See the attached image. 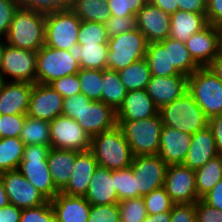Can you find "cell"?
Here are the masks:
<instances>
[{
	"mask_svg": "<svg viewBox=\"0 0 222 222\" xmlns=\"http://www.w3.org/2000/svg\"><path fill=\"white\" fill-rule=\"evenodd\" d=\"M90 151L99 167L109 170L130 167L134 157L130 145L118 125L92 137Z\"/></svg>",
	"mask_w": 222,
	"mask_h": 222,
	"instance_id": "1",
	"label": "cell"
},
{
	"mask_svg": "<svg viewBox=\"0 0 222 222\" xmlns=\"http://www.w3.org/2000/svg\"><path fill=\"white\" fill-rule=\"evenodd\" d=\"M45 16L46 14L19 7L5 37L6 43L38 52L45 43Z\"/></svg>",
	"mask_w": 222,
	"mask_h": 222,
	"instance_id": "2",
	"label": "cell"
},
{
	"mask_svg": "<svg viewBox=\"0 0 222 222\" xmlns=\"http://www.w3.org/2000/svg\"><path fill=\"white\" fill-rule=\"evenodd\" d=\"M164 126L194 134L208 126V117L187 91L175 101L159 108Z\"/></svg>",
	"mask_w": 222,
	"mask_h": 222,
	"instance_id": "3",
	"label": "cell"
},
{
	"mask_svg": "<svg viewBox=\"0 0 222 222\" xmlns=\"http://www.w3.org/2000/svg\"><path fill=\"white\" fill-rule=\"evenodd\" d=\"M133 156L158 154L163 123L159 113L139 120H117Z\"/></svg>",
	"mask_w": 222,
	"mask_h": 222,
	"instance_id": "4",
	"label": "cell"
},
{
	"mask_svg": "<svg viewBox=\"0 0 222 222\" xmlns=\"http://www.w3.org/2000/svg\"><path fill=\"white\" fill-rule=\"evenodd\" d=\"M50 149L51 147L45 145H25L23 158L17 168L48 200L60 192L54 185L47 164Z\"/></svg>",
	"mask_w": 222,
	"mask_h": 222,
	"instance_id": "5",
	"label": "cell"
},
{
	"mask_svg": "<svg viewBox=\"0 0 222 222\" xmlns=\"http://www.w3.org/2000/svg\"><path fill=\"white\" fill-rule=\"evenodd\" d=\"M188 92L208 118L222 114V81L207 66L188 77Z\"/></svg>",
	"mask_w": 222,
	"mask_h": 222,
	"instance_id": "6",
	"label": "cell"
},
{
	"mask_svg": "<svg viewBox=\"0 0 222 222\" xmlns=\"http://www.w3.org/2000/svg\"><path fill=\"white\" fill-rule=\"evenodd\" d=\"M107 69L119 71L146 56L148 42L136 28L109 38Z\"/></svg>",
	"mask_w": 222,
	"mask_h": 222,
	"instance_id": "7",
	"label": "cell"
},
{
	"mask_svg": "<svg viewBox=\"0 0 222 222\" xmlns=\"http://www.w3.org/2000/svg\"><path fill=\"white\" fill-rule=\"evenodd\" d=\"M80 26L81 20L70 8L46 14L44 45L68 51L73 44H78Z\"/></svg>",
	"mask_w": 222,
	"mask_h": 222,
	"instance_id": "8",
	"label": "cell"
},
{
	"mask_svg": "<svg viewBox=\"0 0 222 222\" xmlns=\"http://www.w3.org/2000/svg\"><path fill=\"white\" fill-rule=\"evenodd\" d=\"M79 63L67 50L44 45L37 52L36 83L50 84L56 79L77 74Z\"/></svg>",
	"mask_w": 222,
	"mask_h": 222,
	"instance_id": "9",
	"label": "cell"
},
{
	"mask_svg": "<svg viewBox=\"0 0 222 222\" xmlns=\"http://www.w3.org/2000/svg\"><path fill=\"white\" fill-rule=\"evenodd\" d=\"M37 51L25 50L6 43L0 73L6 81L36 83Z\"/></svg>",
	"mask_w": 222,
	"mask_h": 222,
	"instance_id": "10",
	"label": "cell"
},
{
	"mask_svg": "<svg viewBox=\"0 0 222 222\" xmlns=\"http://www.w3.org/2000/svg\"><path fill=\"white\" fill-rule=\"evenodd\" d=\"M130 167L135 174L137 197L164 186L168 165L158 154L134 156Z\"/></svg>",
	"mask_w": 222,
	"mask_h": 222,
	"instance_id": "11",
	"label": "cell"
},
{
	"mask_svg": "<svg viewBox=\"0 0 222 222\" xmlns=\"http://www.w3.org/2000/svg\"><path fill=\"white\" fill-rule=\"evenodd\" d=\"M49 123L52 148L77 152L90 150L91 138L76 120L60 115Z\"/></svg>",
	"mask_w": 222,
	"mask_h": 222,
	"instance_id": "12",
	"label": "cell"
},
{
	"mask_svg": "<svg viewBox=\"0 0 222 222\" xmlns=\"http://www.w3.org/2000/svg\"><path fill=\"white\" fill-rule=\"evenodd\" d=\"M164 187L175 204L195 203L200 199L196 191L195 170L183 164L167 167Z\"/></svg>",
	"mask_w": 222,
	"mask_h": 222,
	"instance_id": "13",
	"label": "cell"
},
{
	"mask_svg": "<svg viewBox=\"0 0 222 222\" xmlns=\"http://www.w3.org/2000/svg\"><path fill=\"white\" fill-rule=\"evenodd\" d=\"M1 175L10 204L24 209L39 206L48 201L18 170L6 171Z\"/></svg>",
	"mask_w": 222,
	"mask_h": 222,
	"instance_id": "14",
	"label": "cell"
},
{
	"mask_svg": "<svg viewBox=\"0 0 222 222\" xmlns=\"http://www.w3.org/2000/svg\"><path fill=\"white\" fill-rule=\"evenodd\" d=\"M64 98L49 84L35 83L33 85L27 116L52 121L62 115Z\"/></svg>",
	"mask_w": 222,
	"mask_h": 222,
	"instance_id": "15",
	"label": "cell"
},
{
	"mask_svg": "<svg viewBox=\"0 0 222 222\" xmlns=\"http://www.w3.org/2000/svg\"><path fill=\"white\" fill-rule=\"evenodd\" d=\"M137 29L146 37L148 43L160 42L170 36V15L154 6L145 3L136 14Z\"/></svg>",
	"mask_w": 222,
	"mask_h": 222,
	"instance_id": "16",
	"label": "cell"
},
{
	"mask_svg": "<svg viewBox=\"0 0 222 222\" xmlns=\"http://www.w3.org/2000/svg\"><path fill=\"white\" fill-rule=\"evenodd\" d=\"M76 122L90 138L117 125L116 111L103 101H91L86 104Z\"/></svg>",
	"mask_w": 222,
	"mask_h": 222,
	"instance_id": "17",
	"label": "cell"
},
{
	"mask_svg": "<svg viewBox=\"0 0 222 222\" xmlns=\"http://www.w3.org/2000/svg\"><path fill=\"white\" fill-rule=\"evenodd\" d=\"M185 44L193 60L200 67H206L219 53L218 26L208 24Z\"/></svg>",
	"mask_w": 222,
	"mask_h": 222,
	"instance_id": "18",
	"label": "cell"
},
{
	"mask_svg": "<svg viewBox=\"0 0 222 222\" xmlns=\"http://www.w3.org/2000/svg\"><path fill=\"white\" fill-rule=\"evenodd\" d=\"M154 104L160 108L175 101L188 91V77L186 76H151L145 88Z\"/></svg>",
	"mask_w": 222,
	"mask_h": 222,
	"instance_id": "19",
	"label": "cell"
},
{
	"mask_svg": "<svg viewBox=\"0 0 222 222\" xmlns=\"http://www.w3.org/2000/svg\"><path fill=\"white\" fill-rule=\"evenodd\" d=\"M191 143V134L164 126L161 131L158 155L169 165L183 164Z\"/></svg>",
	"mask_w": 222,
	"mask_h": 222,
	"instance_id": "20",
	"label": "cell"
},
{
	"mask_svg": "<svg viewBox=\"0 0 222 222\" xmlns=\"http://www.w3.org/2000/svg\"><path fill=\"white\" fill-rule=\"evenodd\" d=\"M98 166V162L90 150L80 152L76 156L70 180L60 192L71 196H85L89 182Z\"/></svg>",
	"mask_w": 222,
	"mask_h": 222,
	"instance_id": "21",
	"label": "cell"
},
{
	"mask_svg": "<svg viewBox=\"0 0 222 222\" xmlns=\"http://www.w3.org/2000/svg\"><path fill=\"white\" fill-rule=\"evenodd\" d=\"M55 222H88L91 204L84 196H71L59 192L50 200Z\"/></svg>",
	"mask_w": 222,
	"mask_h": 222,
	"instance_id": "22",
	"label": "cell"
},
{
	"mask_svg": "<svg viewBox=\"0 0 222 222\" xmlns=\"http://www.w3.org/2000/svg\"><path fill=\"white\" fill-rule=\"evenodd\" d=\"M114 186V170L98 166L84 197L91 205L118 204V194Z\"/></svg>",
	"mask_w": 222,
	"mask_h": 222,
	"instance_id": "23",
	"label": "cell"
},
{
	"mask_svg": "<svg viewBox=\"0 0 222 222\" xmlns=\"http://www.w3.org/2000/svg\"><path fill=\"white\" fill-rule=\"evenodd\" d=\"M33 83L7 81L0 92V114H27Z\"/></svg>",
	"mask_w": 222,
	"mask_h": 222,
	"instance_id": "24",
	"label": "cell"
},
{
	"mask_svg": "<svg viewBox=\"0 0 222 222\" xmlns=\"http://www.w3.org/2000/svg\"><path fill=\"white\" fill-rule=\"evenodd\" d=\"M159 108L144 90L129 91L116 111L117 120H139L157 115Z\"/></svg>",
	"mask_w": 222,
	"mask_h": 222,
	"instance_id": "25",
	"label": "cell"
},
{
	"mask_svg": "<svg viewBox=\"0 0 222 222\" xmlns=\"http://www.w3.org/2000/svg\"><path fill=\"white\" fill-rule=\"evenodd\" d=\"M218 156L215 139L207 126L191 135L190 148L183 165L197 170L206 162Z\"/></svg>",
	"mask_w": 222,
	"mask_h": 222,
	"instance_id": "26",
	"label": "cell"
},
{
	"mask_svg": "<svg viewBox=\"0 0 222 222\" xmlns=\"http://www.w3.org/2000/svg\"><path fill=\"white\" fill-rule=\"evenodd\" d=\"M80 152L52 148L47 156V164L55 187L61 191L70 180L76 156Z\"/></svg>",
	"mask_w": 222,
	"mask_h": 222,
	"instance_id": "27",
	"label": "cell"
},
{
	"mask_svg": "<svg viewBox=\"0 0 222 222\" xmlns=\"http://www.w3.org/2000/svg\"><path fill=\"white\" fill-rule=\"evenodd\" d=\"M170 38L186 43L194 34L207 25L206 14L178 10L170 15Z\"/></svg>",
	"mask_w": 222,
	"mask_h": 222,
	"instance_id": "28",
	"label": "cell"
},
{
	"mask_svg": "<svg viewBox=\"0 0 222 222\" xmlns=\"http://www.w3.org/2000/svg\"><path fill=\"white\" fill-rule=\"evenodd\" d=\"M68 51L79 63L80 68L91 70L107 69V44H73Z\"/></svg>",
	"mask_w": 222,
	"mask_h": 222,
	"instance_id": "29",
	"label": "cell"
},
{
	"mask_svg": "<svg viewBox=\"0 0 222 222\" xmlns=\"http://www.w3.org/2000/svg\"><path fill=\"white\" fill-rule=\"evenodd\" d=\"M145 59L151 76H185L170 64L169 48H165L160 42L148 43Z\"/></svg>",
	"mask_w": 222,
	"mask_h": 222,
	"instance_id": "30",
	"label": "cell"
},
{
	"mask_svg": "<svg viewBox=\"0 0 222 222\" xmlns=\"http://www.w3.org/2000/svg\"><path fill=\"white\" fill-rule=\"evenodd\" d=\"M160 43L165 48H169L170 64L173 65L180 74L189 77L200 68L191 57L184 42L168 37L160 41Z\"/></svg>",
	"mask_w": 222,
	"mask_h": 222,
	"instance_id": "31",
	"label": "cell"
},
{
	"mask_svg": "<svg viewBox=\"0 0 222 222\" xmlns=\"http://www.w3.org/2000/svg\"><path fill=\"white\" fill-rule=\"evenodd\" d=\"M70 9L81 21L105 24L112 17L107 0H74Z\"/></svg>",
	"mask_w": 222,
	"mask_h": 222,
	"instance_id": "32",
	"label": "cell"
},
{
	"mask_svg": "<svg viewBox=\"0 0 222 222\" xmlns=\"http://www.w3.org/2000/svg\"><path fill=\"white\" fill-rule=\"evenodd\" d=\"M102 83V101L117 111L128 93L121 82L118 71L102 70Z\"/></svg>",
	"mask_w": 222,
	"mask_h": 222,
	"instance_id": "33",
	"label": "cell"
},
{
	"mask_svg": "<svg viewBox=\"0 0 222 222\" xmlns=\"http://www.w3.org/2000/svg\"><path fill=\"white\" fill-rule=\"evenodd\" d=\"M222 179V156L206 162L202 167L195 170L196 191L201 199Z\"/></svg>",
	"mask_w": 222,
	"mask_h": 222,
	"instance_id": "34",
	"label": "cell"
},
{
	"mask_svg": "<svg viewBox=\"0 0 222 222\" xmlns=\"http://www.w3.org/2000/svg\"><path fill=\"white\" fill-rule=\"evenodd\" d=\"M118 74L128 92L144 90L151 77L150 69L145 58L119 70Z\"/></svg>",
	"mask_w": 222,
	"mask_h": 222,
	"instance_id": "35",
	"label": "cell"
},
{
	"mask_svg": "<svg viewBox=\"0 0 222 222\" xmlns=\"http://www.w3.org/2000/svg\"><path fill=\"white\" fill-rule=\"evenodd\" d=\"M20 139L25 145H45L51 147L50 123L26 115Z\"/></svg>",
	"mask_w": 222,
	"mask_h": 222,
	"instance_id": "36",
	"label": "cell"
},
{
	"mask_svg": "<svg viewBox=\"0 0 222 222\" xmlns=\"http://www.w3.org/2000/svg\"><path fill=\"white\" fill-rule=\"evenodd\" d=\"M25 144L20 137L0 138V174L17 170L23 158Z\"/></svg>",
	"mask_w": 222,
	"mask_h": 222,
	"instance_id": "37",
	"label": "cell"
},
{
	"mask_svg": "<svg viewBox=\"0 0 222 222\" xmlns=\"http://www.w3.org/2000/svg\"><path fill=\"white\" fill-rule=\"evenodd\" d=\"M77 75L81 93L93 101H102V70L81 68Z\"/></svg>",
	"mask_w": 222,
	"mask_h": 222,
	"instance_id": "38",
	"label": "cell"
},
{
	"mask_svg": "<svg viewBox=\"0 0 222 222\" xmlns=\"http://www.w3.org/2000/svg\"><path fill=\"white\" fill-rule=\"evenodd\" d=\"M109 37L103 23L81 21L78 44H107Z\"/></svg>",
	"mask_w": 222,
	"mask_h": 222,
	"instance_id": "39",
	"label": "cell"
},
{
	"mask_svg": "<svg viewBox=\"0 0 222 222\" xmlns=\"http://www.w3.org/2000/svg\"><path fill=\"white\" fill-rule=\"evenodd\" d=\"M114 183L119 201L137 198L135 174L131 167L114 170Z\"/></svg>",
	"mask_w": 222,
	"mask_h": 222,
	"instance_id": "40",
	"label": "cell"
},
{
	"mask_svg": "<svg viewBox=\"0 0 222 222\" xmlns=\"http://www.w3.org/2000/svg\"><path fill=\"white\" fill-rule=\"evenodd\" d=\"M142 198L145 203L146 212L149 215L171 211L175 204L169 194L166 192L164 186L151 191Z\"/></svg>",
	"mask_w": 222,
	"mask_h": 222,
	"instance_id": "41",
	"label": "cell"
},
{
	"mask_svg": "<svg viewBox=\"0 0 222 222\" xmlns=\"http://www.w3.org/2000/svg\"><path fill=\"white\" fill-rule=\"evenodd\" d=\"M120 219L125 222H143L147 212L142 197L125 199L118 202Z\"/></svg>",
	"mask_w": 222,
	"mask_h": 222,
	"instance_id": "42",
	"label": "cell"
},
{
	"mask_svg": "<svg viewBox=\"0 0 222 222\" xmlns=\"http://www.w3.org/2000/svg\"><path fill=\"white\" fill-rule=\"evenodd\" d=\"M20 222H55L50 200L39 206L22 209Z\"/></svg>",
	"mask_w": 222,
	"mask_h": 222,
	"instance_id": "43",
	"label": "cell"
},
{
	"mask_svg": "<svg viewBox=\"0 0 222 222\" xmlns=\"http://www.w3.org/2000/svg\"><path fill=\"white\" fill-rule=\"evenodd\" d=\"M144 5L143 0H107V6L115 17L134 16Z\"/></svg>",
	"mask_w": 222,
	"mask_h": 222,
	"instance_id": "44",
	"label": "cell"
},
{
	"mask_svg": "<svg viewBox=\"0 0 222 222\" xmlns=\"http://www.w3.org/2000/svg\"><path fill=\"white\" fill-rule=\"evenodd\" d=\"M25 118V114H0V138L20 137Z\"/></svg>",
	"mask_w": 222,
	"mask_h": 222,
	"instance_id": "45",
	"label": "cell"
},
{
	"mask_svg": "<svg viewBox=\"0 0 222 222\" xmlns=\"http://www.w3.org/2000/svg\"><path fill=\"white\" fill-rule=\"evenodd\" d=\"M119 219L118 204L91 205L88 222H118Z\"/></svg>",
	"mask_w": 222,
	"mask_h": 222,
	"instance_id": "46",
	"label": "cell"
},
{
	"mask_svg": "<svg viewBox=\"0 0 222 222\" xmlns=\"http://www.w3.org/2000/svg\"><path fill=\"white\" fill-rule=\"evenodd\" d=\"M108 37L133 31L137 28L136 15L126 17L112 16L105 24Z\"/></svg>",
	"mask_w": 222,
	"mask_h": 222,
	"instance_id": "47",
	"label": "cell"
},
{
	"mask_svg": "<svg viewBox=\"0 0 222 222\" xmlns=\"http://www.w3.org/2000/svg\"><path fill=\"white\" fill-rule=\"evenodd\" d=\"M49 85L62 95L64 99L81 93L80 82L77 74H71L60 79H56Z\"/></svg>",
	"mask_w": 222,
	"mask_h": 222,
	"instance_id": "48",
	"label": "cell"
},
{
	"mask_svg": "<svg viewBox=\"0 0 222 222\" xmlns=\"http://www.w3.org/2000/svg\"><path fill=\"white\" fill-rule=\"evenodd\" d=\"M20 4L18 0H0V37L5 38Z\"/></svg>",
	"mask_w": 222,
	"mask_h": 222,
	"instance_id": "49",
	"label": "cell"
},
{
	"mask_svg": "<svg viewBox=\"0 0 222 222\" xmlns=\"http://www.w3.org/2000/svg\"><path fill=\"white\" fill-rule=\"evenodd\" d=\"M92 100L86 97L83 93L65 98L63 100V112L62 115L70 117L76 120L81 115L86 104H89Z\"/></svg>",
	"mask_w": 222,
	"mask_h": 222,
	"instance_id": "50",
	"label": "cell"
},
{
	"mask_svg": "<svg viewBox=\"0 0 222 222\" xmlns=\"http://www.w3.org/2000/svg\"><path fill=\"white\" fill-rule=\"evenodd\" d=\"M170 222H196L195 203L174 204L170 211Z\"/></svg>",
	"mask_w": 222,
	"mask_h": 222,
	"instance_id": "51",
	"label": "cell"
},
{
	"mask_svg": "<svg viewBox=\"0 0 222 222\" xmlns=\"http://www.w3.org/2000/svg\"><path fill=\"white\" fill-rule=\"evenodd\" d=\"M196 222H222V211L209 206L202 199L195 202Z\"/></svg>",
	"mask_w": 222,
	"mask_h": 222,
	"instance_id": "52",
	"label": "cell"
},
{
	"mask_svg": "<svg viewBox=\"0 0 222 222\" xmlns=\"http://www.w3.org/2000/svg\"><path fill=\"white\" fill-rule=\"evenodd\" d=\"M20 7L43 14L63 9L55 0H18Z\"/></svg>",
	"mask_w": 222,
	"mask_h": 222,
	"instance_id": "53",
	"label": "cell"
},
{
	"mask_svg": "<svg viewBox=\"0 0 222 222\" xmlns=\"http://www.w3.org/2000/svg\"><path fill=\"white\" fill-rule=\"evenodd\" d=\"M206 19L213 26L222 25V0H207Z\"/></svg>",
	"mask_w": 222,
	"mask_h": 222,
	"instance_id": "54",
	"label": "cell"
},
{
	"mask_svg": "<svg viewBox=\"0 0 222 222\" xmlns=\"http://www.w3.org/2000/svg\"><path fill=\"white\" fill-rule=\"evenodd\" d=\"M208 127L215 139L217 153L222 156V114L208 118Z\"/></svg>",
	"mask_w": 222,
	"mask_h": 222,
	"instance_id": "55",
	"label": "cell"
},
{
	"mask_svg": "<svg viewBox=\"0 0 222 222\" xmlns=\"http://www.w3.org/2000/svg\"><path fill=\"white\" fill-rule=\"evenodd\" d=\"M201 199L209 206L222 211V179Z\"/></svg>",
	"mask_w": 222,
	"mask_h": 222,
	"instance_id": "56",
	"label": "cell"
},
{
	"mask_svg": "<svg viewBox=\"0 0 222 222\" xmlns=\"http://www.w3.org/2000/svg\"><path fill=\"white\" fill-rule=\"evenodd\" d=\"M178 10L199 14L207 13V0H177Z\"/></svg>",
	"mask_w": 222,
	"mask_h": 222,
	"instance_id": "57",
	"label": "cell"
},
{
	"mask_svg": "<svg viewBox=\"0 0 222 222\" xmlns=\"http://www.w3.org/2000/svg\"><path fill=\"white\" fill-rule=\"evenodd\" d=\"M22 209L9 204L0 208V222H20Z\"/></svg>",
	"mask_w": 222,
	"mask_h": 222,
	"instance_id": "58",
	"label": "cell"
},
{
	"mask_svg": "<svg viewBox=\"0 0 222 222\" xmlns=\"http://www.w3.org/2000/svg\"><path fill=\"white\" fill-rule=\"evenodd\" d=\"M177 0H151V3L154 6H157L159 9H162L164 12L169 15L174 14L178 11Z\"/></svg>",
	"mask_w": 222,
	"mask_h": 222,
	"instance_id": "59",
	"label": "cell"
},
{
	"mask_svg": "<svg viewBox=\"0 0 222 222\" xmlns=\"http://www.w3.org/2000/svg\"><path fill=\"white\" fill-rule=\"evenodd\" d=\"M207 68L222 81V55L218 53V55L207 65Z\"/></svg>",
	"mask_w": 222,
	"mask_h": 222,
	"instance_id": "60",
	"label": "cell"
},
{
	"mask_svg": "<svg viewBox=\"0 0 222 222\" xmlns=\"http://www.w3.org/2000/svg\"><path fill=\"white\" fill-rule=\"evenodd\" d=\"M143 222H170V211H165L155 215L147 214Z\"/></svg>",
	"mask_w": 222,
	"mask_h": 222,
	"instance_id": "61",
	"label": "cell"
},
{
	"mask_svg": "<svg viewBox=\"0 0 222 222\" xmlns=\"http://www.w3.org/2000/svg\"><path fill=\"white\" fill-rule=\"evenodd\" d=\"M9 204H10V201L4 188L2 175L0 174V208L7 206Z\"/></svg>",
	"mask_w": 222,
	"mask_h": 222,
	"instance_id": "62",
	"label": "cell"
},
{
	"mask_svg": "<svg viewBox=\"0 0 222 222\" xmlns=\"http://www.w3.org/2000/svg\"><path fill=\"white\" fill-rule=\"evenodd\" d=\"M62 8H70L74 0H55Z\"/></svg>",
	"mask_w": 222,
	"mask_h": 222,
	"instance_id": "63",
	"label": "cell"
},
{
	"mask_svg": "<svg viewBox=\"0 0 222 222\" xmlns=\"http://www.w3.org/2000/svg\"><path fill=\"white\" fill-rule=\"evenodd\" d=\"M5 45H6L5 38L0 37V69H1V63H2V58H3Z\"/></svg>",
	"mask_w": 222,
	"mask_h": 222,
	"instance_id": "64",
	"label": "cell"
},
{
	"mask_svg": "<svg viewBox=\"0 0 222 222\" xmlns=\"http://www.w3.org/2000/svg\"><path fill=\"white\" fill-rule=\"evenodd\" d=\"M218 35H219V54L222 55V25L218 26Z\"/></svg>",
	"mask_w": 222,
	"mask_h": 222,
	"instance_id": "65",
	"label": "cell"
},
{
	"mask_svg": "<svg viewBox=\"0 0 222 222\" xmlns=\"http://www.w3.org/2000/svg\"><path fill=\"white\" fill-rule=\"evenodd\" d=\"M6 79L4 78V76L0 73V92L2 91L4 85L6 84Z\"/></svg>",
	"mask_w": 222,
	"mask_h": 222,
	"instance_id": "66",
	"label": "cell"
},
{
	"mask_svg": "<svg viewBox=\"0 0 222 222\" xmlns=\"http://www.w3.org/2000/svg\"><path fill=\"white\" fill-rule=\"evenodd\" d=\"M145 3H150L151 0H143Z\"/></svg>",
	"mask_w": 222,
	"mask_h": 222,
	"instance_id": "67",
	"label": "cell"
}]
</instances>
